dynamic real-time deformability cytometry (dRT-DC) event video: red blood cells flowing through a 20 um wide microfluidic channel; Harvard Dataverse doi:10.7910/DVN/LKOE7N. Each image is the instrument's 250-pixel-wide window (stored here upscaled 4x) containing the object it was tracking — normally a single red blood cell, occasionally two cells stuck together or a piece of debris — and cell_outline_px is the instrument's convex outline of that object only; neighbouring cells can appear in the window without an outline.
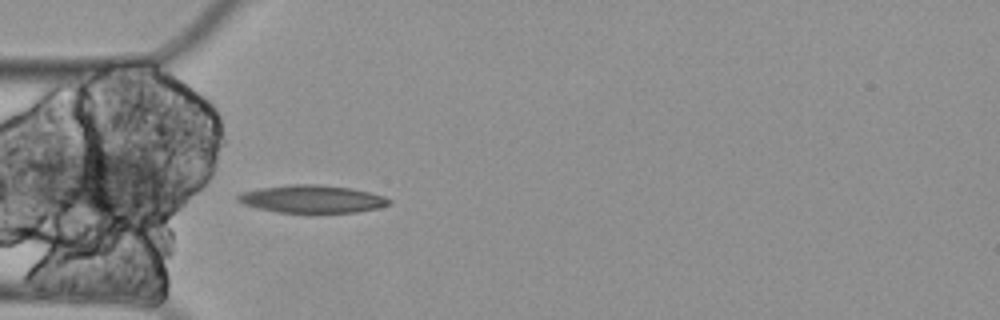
{"species": "Egyptian fruit bat (a non-hibernating species)", "species_latin": "Rousettus aegyptiacus", "temperature_condition": "cold", "stored_images_in_passage": 19, "camera_frame_rate_fps": 3000, "um_per_image_px": 0.085, "animal": {"sex": "female"}, "frame": {"image": 1, "passage_image": 19, "time_ms": 6.0, "image_size_px": [1000, 320], "cell_outline_px": [[392, 204], [376, 208], [356, 212], [280, 212], [260, 208], [244, 204], [236, 200], [236, 196], [240, 192], [260, 188], [292, 184], [316, 184], [352, 188], [384, 196], [392, 200]], "centroid_in_image_um": [26.53, 16.9], "position_along_channel_um": 58.5, "area_um2": 24.22}}